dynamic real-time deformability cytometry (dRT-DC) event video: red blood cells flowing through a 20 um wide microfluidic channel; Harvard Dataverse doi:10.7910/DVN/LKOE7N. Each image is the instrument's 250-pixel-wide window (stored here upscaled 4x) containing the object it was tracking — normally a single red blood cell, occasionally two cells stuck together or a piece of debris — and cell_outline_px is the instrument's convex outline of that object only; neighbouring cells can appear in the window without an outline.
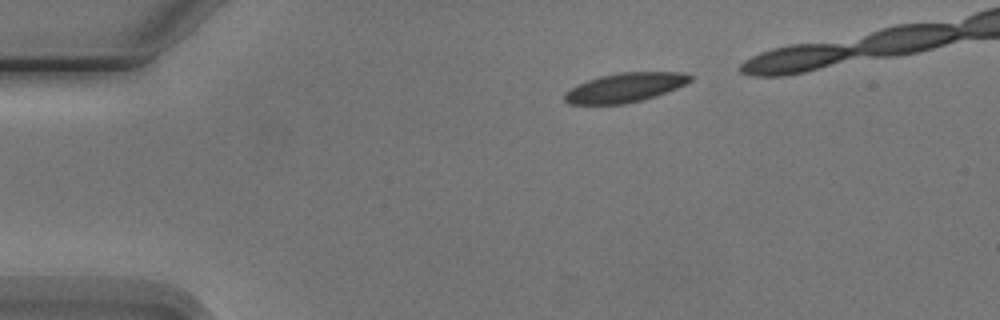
{"species": "Egyptian fruit bat (a non-hibernating species)", "species_latin": "Rousettus aegyptiacus", "temperature_condition": "cold", "stored_images_in_passage": 5, "camera_frame_rate_fps": 3000, "um_per_image_px": 0.085, "animal": {"sex": "male"}, "frame": {"image": 1, "passage_image": 1, "time_ms": 0.0, "image_size_px": [1000, 320], "cell_outline_px": [[692, 80], [676, 88], [656, 96], [644, 100], [624, 104], [568, 104], [564, 100], [564, 92], [588, 80], [600, 76], [620, 72], [680, 72], [692, 76]], "centroid_in_image_um": [53.12, 7.45], "position_along_channel_um": 31.9, "area_um2": 21.27}}
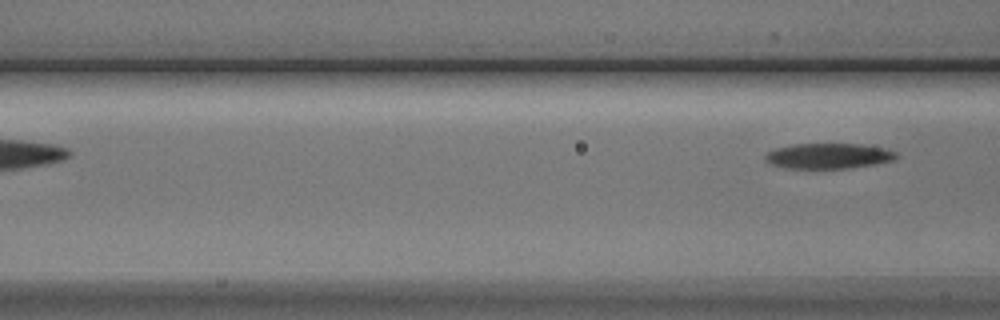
{"frame": {"image": 2, "passage_image": 5, "time_ms": 5.0, "image_size_px": [1000, 320], "cell_outline_px": [[896, 160], [876, 164], [848, 168], [784, 168], [772, 164], [764, 160], [764, 156], [768, 152], [776, 148], [792, 144], [860, 144], [884, 148], [896, 152]], "centroid_in_image_um": [70.41, 13.26], "position_along_channel_um": 96.2, "area_um2": 19.36}}